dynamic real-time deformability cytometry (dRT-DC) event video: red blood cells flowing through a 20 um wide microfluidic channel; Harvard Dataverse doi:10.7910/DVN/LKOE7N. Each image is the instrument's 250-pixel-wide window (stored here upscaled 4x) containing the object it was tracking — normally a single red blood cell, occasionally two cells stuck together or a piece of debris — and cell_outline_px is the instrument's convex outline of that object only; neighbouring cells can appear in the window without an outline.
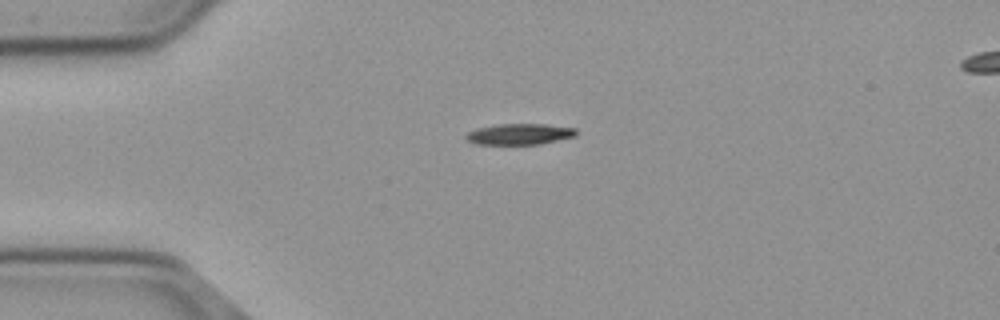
{"species": "common noctule bat (a hibernating species)", "species_latin": "Nyctalus noctula", "temperature_condition": "cold", "stored_images_in_passage": 43, "camera_frame_rate_fps": 3000, "um_per_image_px": 0.085, "animal": {"sex": "male", "body_mass_g": 23.1, "forearm_length_mm": 52.7}, "frame": {"image": 1, "passage_image": 1, "time_ms": 0.0, "image_size_px": [1000, 320], "cell_outline_px": [[576, 136], [540, 144], [472, 144], [464, 136], [468, 132], [476, 128], [496, 124], [544, 124], [576, 128]], "centroid_in_image_um": [44.13, 11.4], "position_along_channel_um": 40.9, "area_um2": 13.53}}
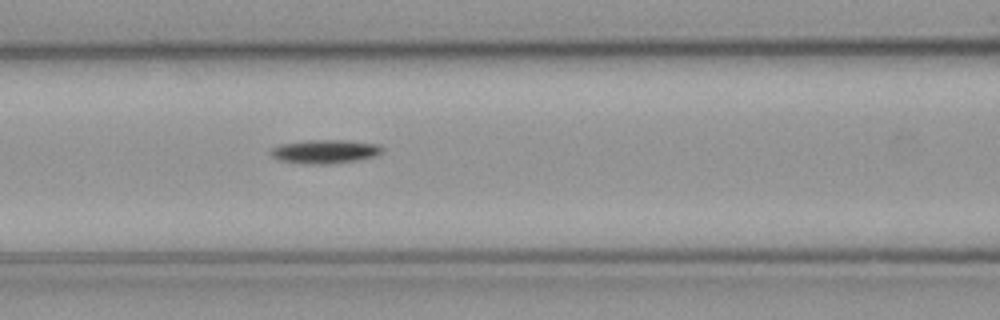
{"frame": {"image": 2, "passage_image": 11, "time_ms": 3.333, "image_size_px": [1000, 320], "cell_outline_px": [[384, 148], [376, 156], [356, 160], [332, 164], [300, 164], [280, 160], [272, 156], [268, 152], [272, 148], [280, 144], [312, 140], [344, 140], [376, 144]], "centroid_in_image_um": [27.58, 12.89], "position_along_channel_um": 139.0, "area_um2": 15.37}}
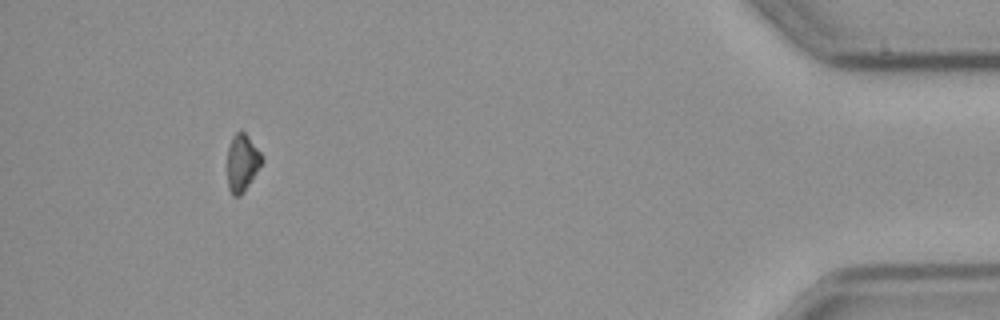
{"frame": {"image": 3, "passage_image": 39, "time_ms": 12.667, "image_size_px": [1000, 320], "cell_outline_px": [[264, 160], [244, 192], [240, 196], [232, 196], [228, 188], [228, 148], [232, 136], [236, 132], [244, 132], [248, 136], [260, 152]], "centroid_in_image_um": [20.58, 13.85], "position_along_channel_um": 414.6, "area_um2": 11.44}, "authors_computed_cell_mechanics": {"area_um2": 13.6408, "velocity_mm_per_s": 3.6985, "shape_relaxation_time_tau1_ms": 1.9627, "shape_relaxation_time_tau2_ms": null, "deformation_change_tau1": 0.0912, "deformation_change_tau2": null}}